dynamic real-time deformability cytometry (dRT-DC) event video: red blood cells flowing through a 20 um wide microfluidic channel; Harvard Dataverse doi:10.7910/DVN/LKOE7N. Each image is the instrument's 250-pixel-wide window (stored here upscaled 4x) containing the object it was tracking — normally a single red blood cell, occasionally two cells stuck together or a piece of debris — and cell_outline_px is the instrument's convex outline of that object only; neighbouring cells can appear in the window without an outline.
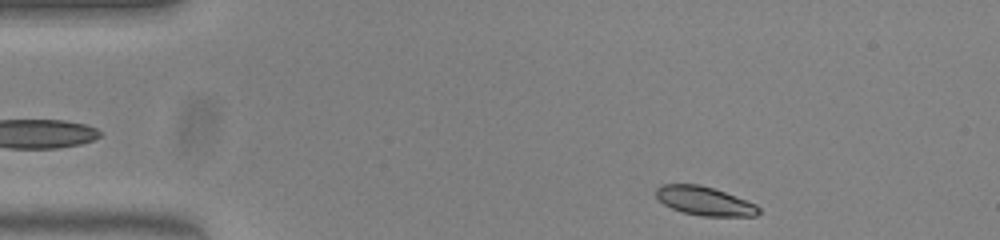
{"species": "common noctule bat (a hibernating species)", "species_latin": "Nyctalus noctula", "temperature_condition": "warm", "stored_images_in_passage": 46, "camera_frame_rate_fps": 3000, "um_per_image_px": 0.085, "animal": {"sex": "female", "body_mass_g": 23.0, "forearm_length_mm": 53.4}, "frame": {"image": 1, "passage_image": 2, "time_ms": 0.333, "image_size_px": [1000, 240], "cell_outline_px": [[760, 212], [752, 216], [712, 216], [688, 212], [676, 208], [660, 200], [656, 192], [660, 188], [672, 184], [692, 184], [708, 188], [732, 196], [752, 204]], "centroid_in_image_um": [59.9, 17.1], "position_along_channel_um": 25.1, "area_um2": 15.43}}
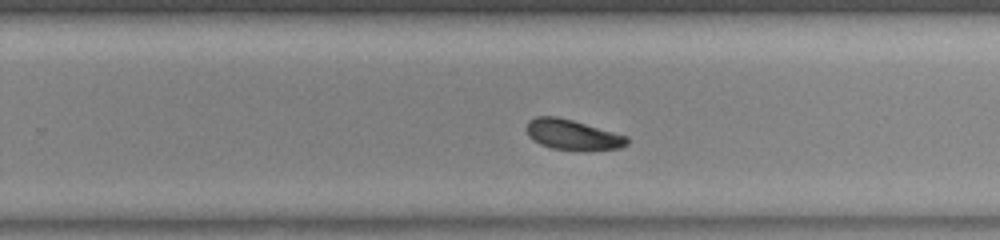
{"frame": {"image": 2, "passage_image": 27, "time_ms": 8.667, "image_size_px": [1000, 240], "cell_outline_px": [[628, 140], [624, 144], [612, 148], [556, 148], [544, 144], [536, 140], [528, 132], [528, 124], [532, 120], [540, 116], [548, 116], [568, 120], [624, 136]], "centroid_in_image_um": [48.61, 11.42], "position_along_channel_um": 281.2, "area_um2": 15.49}}
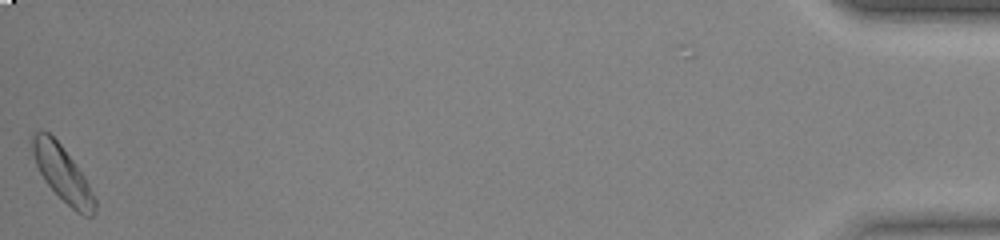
{"frame": {"image": 3, "passage_image": 46, "time_ms": 15.0, "image_size_px": [1000, 240], "cell_outline_px": [[84, 192], [76, 208], [68, 204], [52, 188], [44, 176], [36, 160], [36, 136], [44, 132], [48, 132], [56, 140], [84, 180]], "centroid_in_image_um": [5.01, 14.42], "position_along_channel_um": 430.2, "area_um2": 14.57}, "authors_computed_cell_mechanics": {"area_um2": 15.5482, "velocity_mm_per_s": 3.935, "shape_relaxation_time_tau1_ms": 1.9878, "shape_relaxation_time_tau2_ms": null, "deformation_change_tau1": 0.079, "deformation_change_tau2": null}}